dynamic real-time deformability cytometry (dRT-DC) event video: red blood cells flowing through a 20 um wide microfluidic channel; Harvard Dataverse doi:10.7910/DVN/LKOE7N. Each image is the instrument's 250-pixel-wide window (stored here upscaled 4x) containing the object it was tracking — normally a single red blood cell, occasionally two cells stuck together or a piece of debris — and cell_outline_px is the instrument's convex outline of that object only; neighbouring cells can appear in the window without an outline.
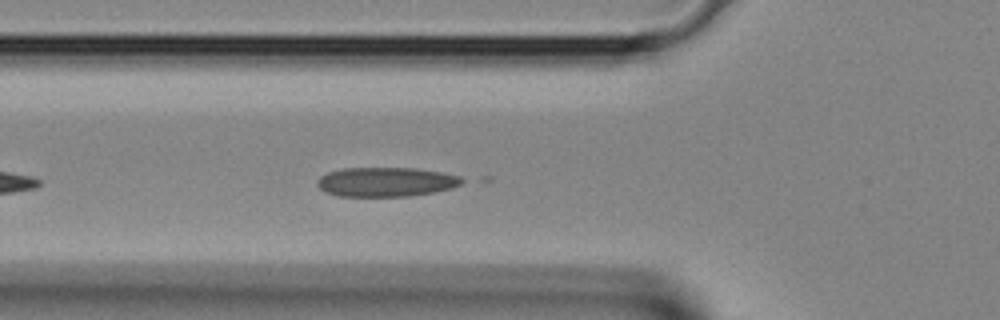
{"species": "Egyptian fruit bat (a non-hibernating species)", "species_latin": "Rousettus aegyptiacus", "temperature_condition": "room temperature", "stored_images_in_passage": 19, "camera_frame_rate_fps": 3000, "um_per_image_px": 0.085, "animal": {"sex": "female"}, "frame": {"image": 1, "passage_image": 4, "time_ms": 1.0, "image_size_px": [1000, 320], "cell_outline_px": [[468, 180], [452, 188], [432, 192], [408, 196], [336, 196], [324, 192], [316, 184], [320, 176], [328, 172], [344, 168], [412, 168], [440, 172], [460, 176]], "centroid_in_image_um": [32.8, 15.46], "position_along_channel_um": 93.0, "area_um2": 24.74}}
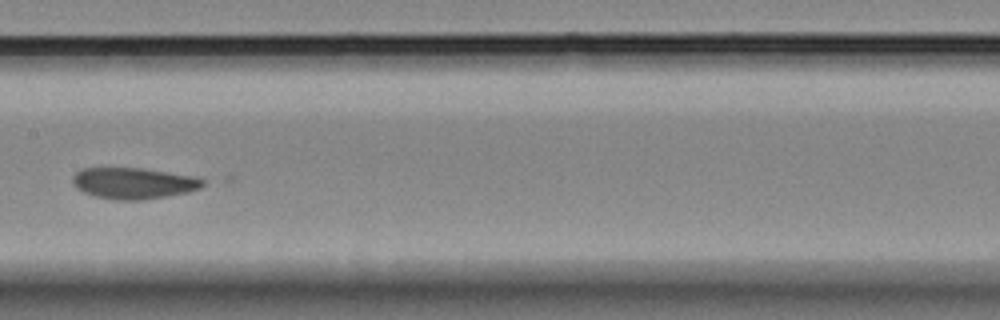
{"frame": {"image": 2, "passage_image": 10, "time_ms": 3.0, "image_size_px": [1000, 320], "cell_outline_px": [[204, 184], [200, 188], [188, 192], [168, 196], [140, 200], [116, 200], [96, 196], [84, 192], [76, 188], [72, 184], [72, 176], [80, 168], [144, 168], [196, 176], [204, 180]], "centroid_in_image_um": [11.35, 15.56], "position_along_channel_um": 196.0, "area_um2": 23.87}}
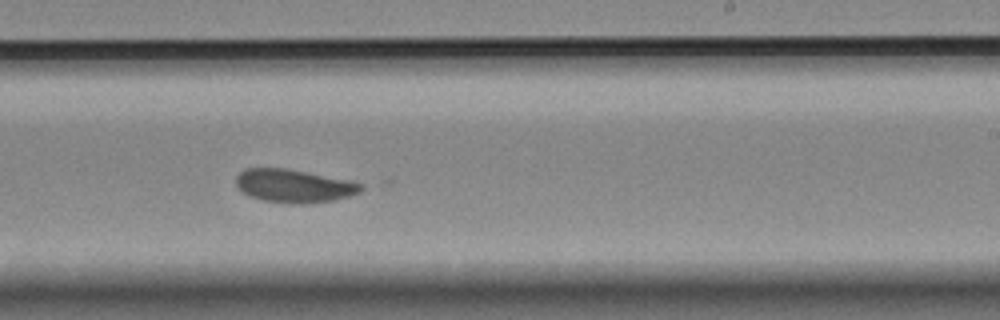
{"frame": {"image": 3, "passage_image": 14, "time_ms": 4.333, "image_size_px": [1000, 320], "cell_outline_px": [[364, 188], [360, 192], [336, 200], [304, 204], [288, 204], [264, 200], [248, 196], [236, 184], [236, 176], [240, 172], [248, 168], [284, 168], [348, 180], [364, 184]], "centroid_in_image_um": [25.0, 15.81], "position_along_channel_um": 264.0, "area_um2": 24.1}}